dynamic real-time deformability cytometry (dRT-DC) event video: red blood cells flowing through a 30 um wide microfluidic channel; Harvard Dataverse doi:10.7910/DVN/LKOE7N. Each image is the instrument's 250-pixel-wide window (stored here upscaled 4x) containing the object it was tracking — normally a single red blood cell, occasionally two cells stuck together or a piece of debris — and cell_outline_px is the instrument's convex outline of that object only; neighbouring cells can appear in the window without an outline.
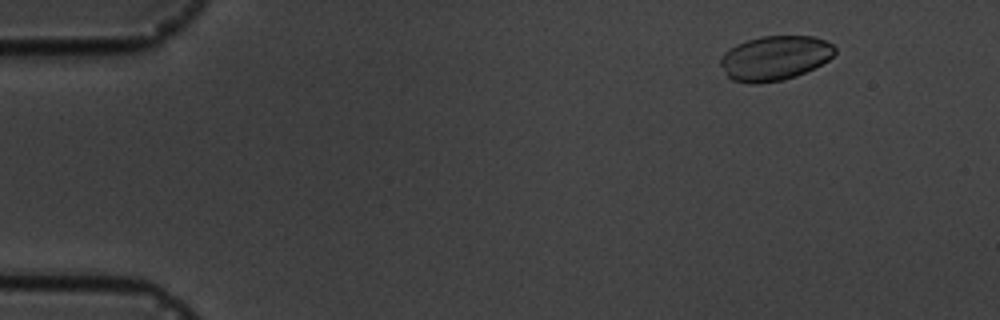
{"species": "common noctule bat (a hibernating species)", "species_latin": "Nyctalus noctula", "temperature_condition": "cold", "stored_images_in_passage": 5, "camera_frame_rate_fps": 3000, "um_per_image_px": 0.085, "animal": {"sex": "male", "body_mass_g": 19.5, "forearm_length_mm": 54.6}, "frame": {"image": 1, "passage_image": 2, "time_ms": 1.0, "image_size_px": [1000, 320], "cell_outline_px": [[836, 52], [828, 60], [796, 76], [784, 80], [756, 84], [748, 84], [732, 80], [728, 76], [720, 64], [720, 56], [724, 52], [736, 44], [760, 36], [816, 36], [832, 44], [836, 48]], "centroid_in_image_um": [65.84, 4.93], "position_along_channel_um": 19.2, "area_um2": 29.77}}